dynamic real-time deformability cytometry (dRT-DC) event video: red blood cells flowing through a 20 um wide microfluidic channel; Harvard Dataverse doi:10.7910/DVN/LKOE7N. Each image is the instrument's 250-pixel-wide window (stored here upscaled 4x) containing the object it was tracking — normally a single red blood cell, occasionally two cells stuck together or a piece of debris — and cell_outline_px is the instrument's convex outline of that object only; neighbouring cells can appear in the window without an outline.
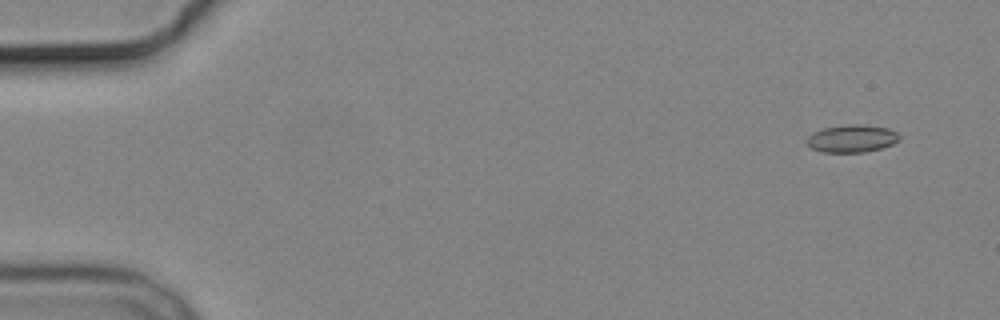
{"species": "common noctule bat (a hibernating species)", "species_latin": "Nyctalus noctula", "temperature_condition": "cold", "stored_images_in_passage": 4, "camera_frame_rate_fps": 3000, "um_per_image_px": 0.085, "animal": {"sex": "male", "body_mass_g": 19.2, "forearm_length_mm": 51.8}, "frame": {"image": 1, "passage_image": 1, "time_ms": 0.0, "image_size_px": [1000, 320], "cell_outline_px": [[900, 140], [892, 144], [880, 148], [864, 152], [820, 152], [812, 148], [804, 140], [812, 132], [824, 128], [848, 124], [856, 124], [888, 128], [896, 132], [900, 136]], "centroid_in_image_um": [72.38, 11.78], "position_along_channel_um": 12.6, "area_um2": 14.85}}